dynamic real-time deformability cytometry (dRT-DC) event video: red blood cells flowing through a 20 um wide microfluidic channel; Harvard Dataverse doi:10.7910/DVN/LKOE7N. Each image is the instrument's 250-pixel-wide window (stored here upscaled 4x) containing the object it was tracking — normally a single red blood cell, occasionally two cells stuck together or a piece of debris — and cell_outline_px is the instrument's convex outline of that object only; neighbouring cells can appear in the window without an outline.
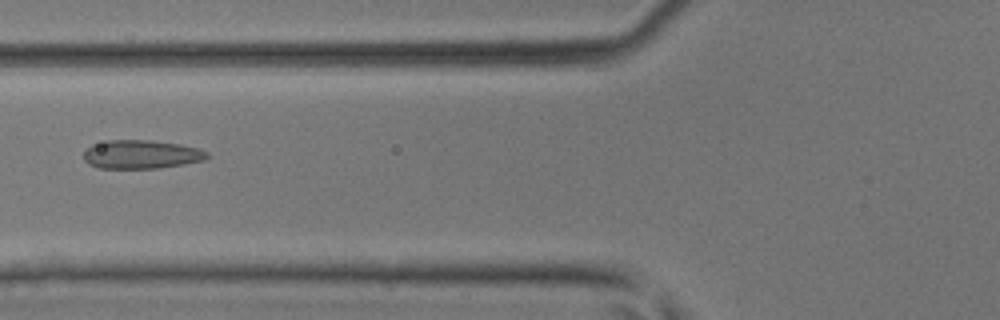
{"species": "common noctule bat (a hibernating species)", "species_latin": "Nyctalus noctula", "temperature_condition": "room temperature", "stored_images_in_passage": 45, "camera_frame_rate_fps": 3000, "um_per_image_px": 0.085, "animal": {"sex": "male", "body_mass_g": 17.9, "forearm_length_mm": 54.2}, "frame": {"image": 1, "passage_image": 18, "time_ms": 5.667, "image_size_px": [1000, 320], "cell_outline_px": [[208, 156], [204, 160], [184, 164], [160, 168], [100, 168], [88, 164], [84, 160], [84, 152], [92, 144], [108, 140], [152, 140], [180, 144], [200, 148], [208, 152]], "centroid_in_image_um": [12.02, 13.12], "position_along_channel_um": 113.8, "area_um2": 20.69}}
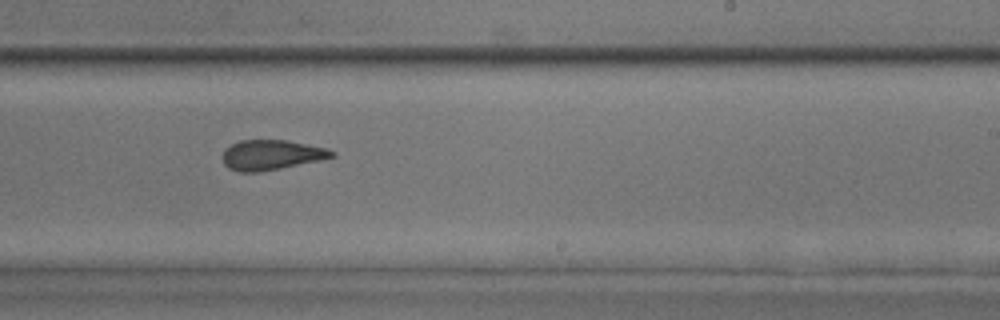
{"frame": {"image": 2, "passage_image": 28, "time_ms": 9.0, "image_size_px": [1000, 320], "cell_outline_px": [[336, 156], [320, 160], [260, 172], [240, 172], [228, 168], [224, 164], [224, 148], [240, 140], [288, 140], [328, 148], [336, 152]], "centroid_in_image_um": [23.09, 13.16], "position_along_channel_um": 265.9, "area_um2": 19.13}}
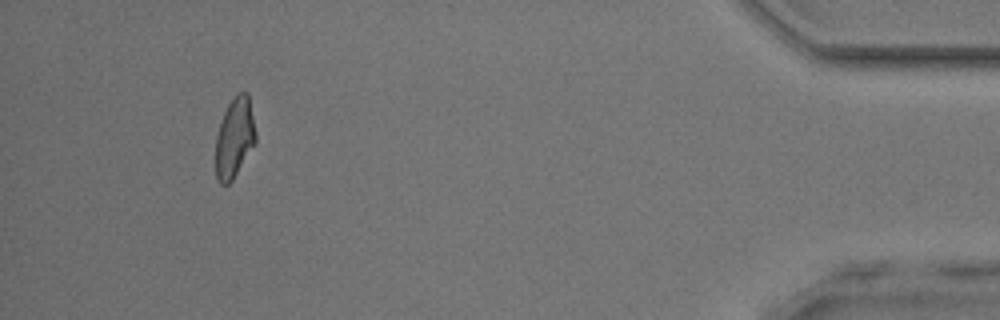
{"frame": {"image": 3, "passage_image": 42, "time_ms": 13.667, "image_size_px": [1000, 320], "cell_outline_px": [[256, 144], [232, 180], [228, 184], [220, 184], [216, 176], [216, 136], [224, 112], [228, 104], [236, 92], [248, 92], [256, 132]], "centroid_in_image_um": [19.95, 11.69], "position_along_channel_um": 415.2, "area_um2": 18.79}}